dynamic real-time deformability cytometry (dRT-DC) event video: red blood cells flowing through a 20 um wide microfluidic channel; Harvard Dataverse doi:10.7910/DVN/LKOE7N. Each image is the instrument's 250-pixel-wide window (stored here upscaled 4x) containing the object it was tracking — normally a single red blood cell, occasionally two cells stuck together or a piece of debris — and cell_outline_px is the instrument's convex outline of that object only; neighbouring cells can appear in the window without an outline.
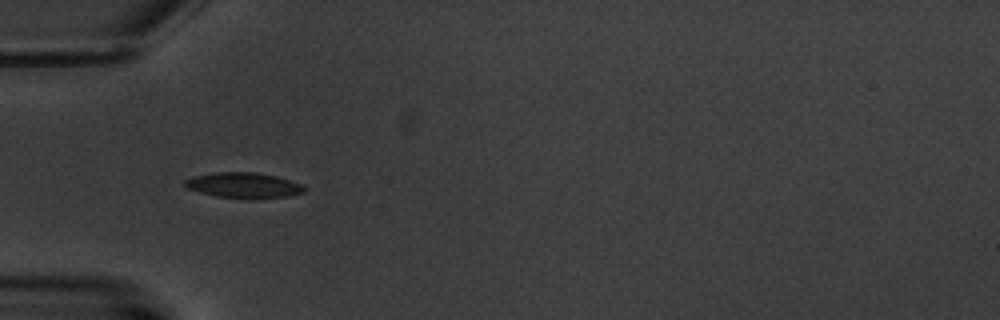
{"species": "common noctule bat (a hibernating species)", "species_latin": "Nyctalus noctula", "temperature_condition": "warm", "stored_images_in_passage": 5, "camera_frame_rate_fps": 3000, "um_per_image_px": 0.085, "animal": {"sex": "male", "body_mass_g": 20.1, "forearm_length_mm": 53.5}, "frame": {"image": 1, "passage_image": 4, "time_ms": 3.667, "image_size_px": [1000, 320], "cell_outline_px": [[304, 192], [288, 196], [252, 200], [216, 196], [200, 192], [188, 188], [184, 184], [184, 180], [192, 176], [216, 172], [256, 172], [276, 176], [300, 184], [304, 188]], "centroid_in_image_um": [20.68, 15.76], "position_along_channel_um": 64.3, "area_um2": 17.8}}